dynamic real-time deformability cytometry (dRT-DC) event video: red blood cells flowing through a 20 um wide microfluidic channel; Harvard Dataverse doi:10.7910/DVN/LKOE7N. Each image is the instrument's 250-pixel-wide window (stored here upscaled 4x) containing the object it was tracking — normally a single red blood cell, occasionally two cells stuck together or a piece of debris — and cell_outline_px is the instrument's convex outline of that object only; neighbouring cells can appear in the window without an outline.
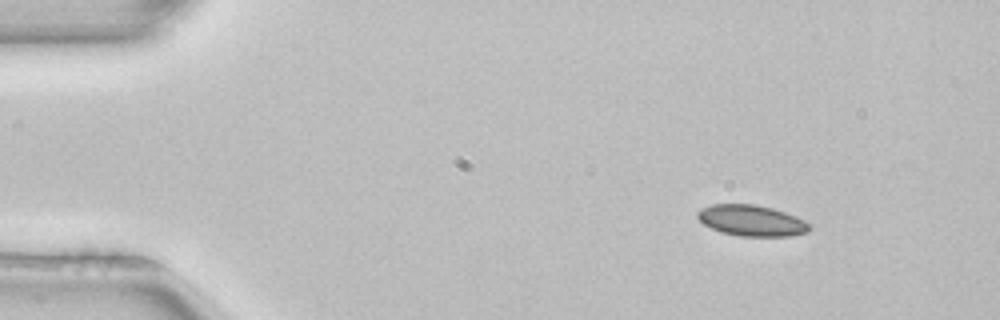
{"species": "common noctule bat (a hibernating species)", "species_latin": "Nyctalus noctula", "temperature_condition": "room temperature", "stored_images_in_passage": 4, "segment_of_instrument_passage": [1, 2], "camera_frame_rate_fps": 3000, "um_per_image_px": 0.085, "animal": {"sex": "female", "body_mass_g": 22.7, "forearm_length_mm": 54.2}, "frame": {"image": 1, "passage_image": 1, "time_ms": 0.0, "image_size_px": [1000, 320], "cell_outline_px": [[812, 228], [808, 232], [788, 236], [740, 236], [720, 232], [704, 224], [696, 216], [696, 212], [700, 208], [712, 204], [756, 204], [772, 208], [796, 216], [804, 220]], "centroid_in_image_um": [63.86, 18.74], "position_along_channel_um": 21.1, "area_um2": 20.29}}
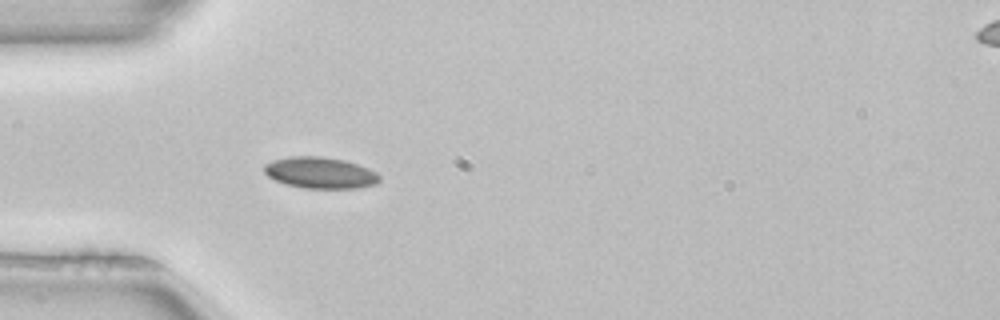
{"frame": {"image": 2, "passage_image": 3, "time_ms": 0.667, "image_size_px": [1000, 320], "cell_outline_px": [[380, 180], [376, 184], [360, 188], [304, 188], [288, 184], [276, 180], [268, 176], [264, 172], [264, 164], [272, 160], [288, 156], [320, 156], [344, 160], [368, 168], [376, 172], [380, 176]], "centroid_in_image_um": [27.22, 14.68], "position_along_channel_um": 57.8, "area_um2": 21.04}}